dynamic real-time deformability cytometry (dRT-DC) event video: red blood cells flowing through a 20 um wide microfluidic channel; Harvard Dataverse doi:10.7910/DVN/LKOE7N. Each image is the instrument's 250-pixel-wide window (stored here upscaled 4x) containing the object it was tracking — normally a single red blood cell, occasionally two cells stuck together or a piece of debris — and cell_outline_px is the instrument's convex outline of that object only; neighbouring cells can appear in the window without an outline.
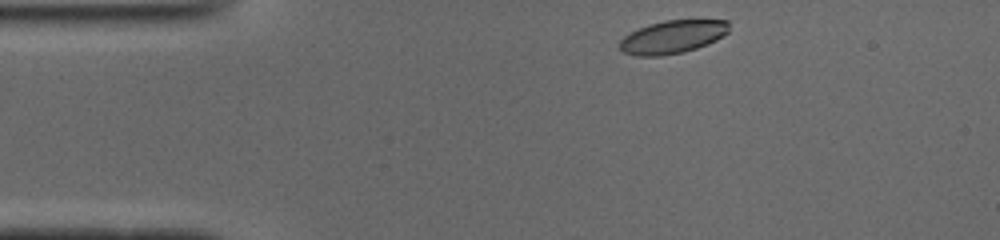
{"species": "common noctule bat (a hibernating species)", "species_latin": "Nyctalus noctula", "temperature_condition": "cold", "stored_images_in_passage": 44, "camera_frame_rate_fps": 3000, "um_per_image_px": 0.085, "animal": {"sex": "male", "body_mass_g": 19.0, "forearm_length_mm": 50.8}, "frame": {"image": 1, "passage_image": 1, "time_ms": 0.0, "image_size_px": [1000, 240], "cell_outline_px": [[728, 32], [724, 36], [716, 40], [696, 48], [684, 52], [660, 56], [636, 56], [624, 52], [620, 48], [620, 40], [624, 36], [648, 24], [664, 20], [728, 20]], "centroid_in_image_um": [57.17, 3.14], "position_along_channel_um": 27.8, "area_um2": 20.98}}
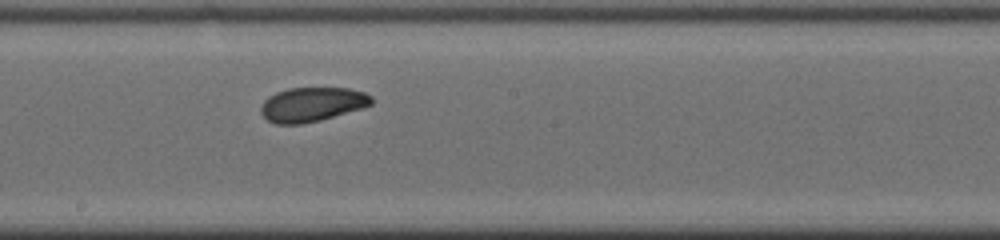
{"frame": {"image": 2, "passage_image": 20, "time_ms": 6.333, "image_size_px": [1000, 240], "cell_outline_px": [[372, 104], [364, 108], [320, 120], [300, 124], [276, 124], [268, 120], [260, 112], [260, 108], [264, 100], [268, 96], [276, 92], [288, 88], [348, 88], [364, 92], [372, 96]], "centroid_in_image_um": [26.53, 8.87], "position_along_channel_um": 221.7, "area_um2": 22.2}}
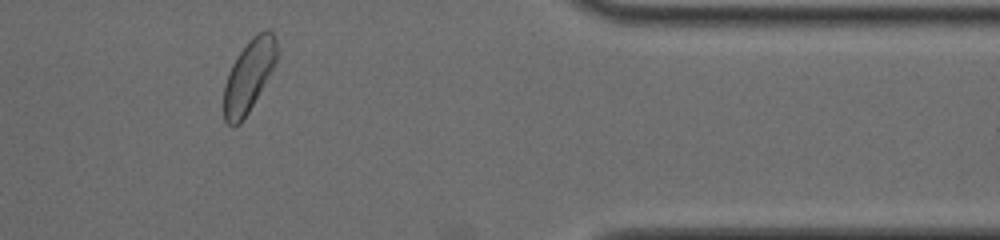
{"frame": {"image": 3, "passage_image": 35, "time_ms": 11.333, "image_size_px": [1000, 240], "cell_outline_px": [[280, 52], [272, 68], [248, 112], [240, 124], [232, 128], [224, 120], [224, 84], [228, 72], [232, 64], [248, 40], [256, 32], [268, 28], [272, 32], [276, 40]], "centroid_in_image_um": [21.14, 6.41], "position_along_channel_um": 390.3, "area_um2": 22.2}, "authors_computed_cell_mechanics": {"area_um2": 22.2241, "velocity_mm_per_s": 3.8811, "shape_relaxation_time_tau1_ms": 2.8349, "shape_relaxation_time_tau2_ms": 2.0407, "deformation_change_tau1": 0.1025, "deformation_change_tau2": 0.0601}}